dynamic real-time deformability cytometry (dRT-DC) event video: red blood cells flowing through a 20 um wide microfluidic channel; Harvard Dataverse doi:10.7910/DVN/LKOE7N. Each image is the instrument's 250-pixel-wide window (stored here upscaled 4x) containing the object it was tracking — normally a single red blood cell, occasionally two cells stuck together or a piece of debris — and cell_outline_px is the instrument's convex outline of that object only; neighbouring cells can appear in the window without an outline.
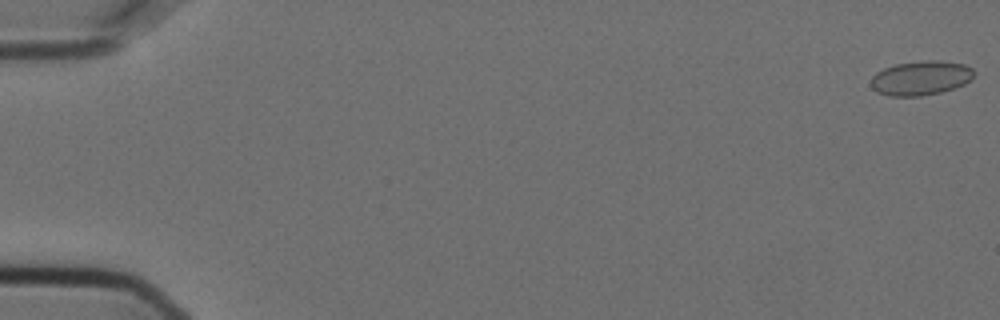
{"species": "Egyptian fruit bat (a non-hibernating species)", "species_latin": "Rousettus aegyptiacus", "temperature_condition": "cold", "stored_images_in_passage": 57, "camera_frame_rate_fps": 3000, "um_per_image_px": 0.085, "animal": {"sex": "female"}, "frame": {"image": 1, "passage_image": 1, "time_ms": 0.0, "image_size_px": [1000, 320], "cell_outline_px": [[976, 72], [964, 84], [940, 92], [920, 96], [888, 96], [876, 92], [872, 88], [872, 76], [876, 72], [884, 68], [896, 64], [928, 60], [932, 60], [964, 64], [972, 68]], "centroid_in_image_um": [78.24, 6.63], "position_along_channel_um": 6.8, "area_um2": 20.4}}
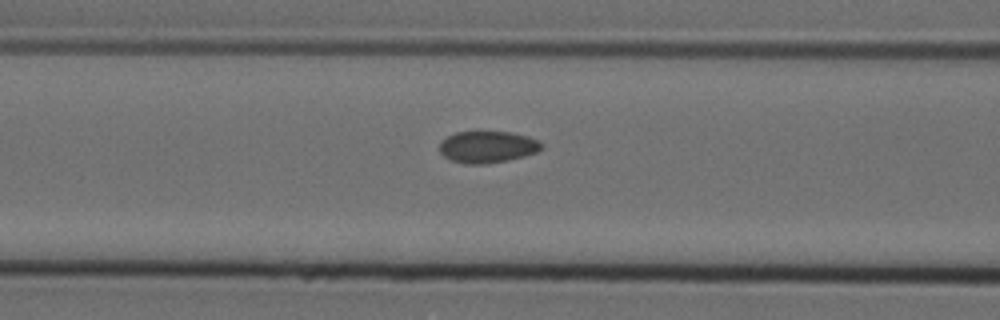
{"frame": {"image": 2, "passage_image": 24, "time_ms": 7.667, "image_size_px": [1000, 320], "cell_outline_px": [[544, 144], [536, 152], [524, 156], [508, 160], [484, 164], [464, 164], [452, 160], [444, 156], [440, 152], [440, 140], [456, 132], [512, 132], [528, 136]], "centroid_in_image_um": [41.42, 12.49], "position_along_channel_um": 125.2, "area_um2": 18.79}}
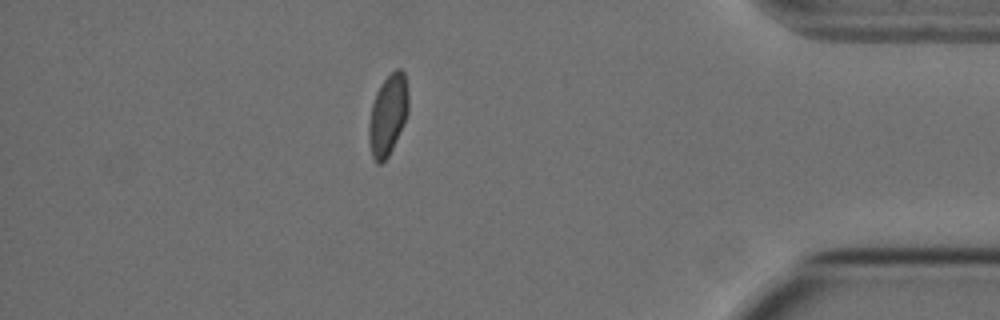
{"frame": {"image": 3, "passage_image": 50, "time_ms": 16.333, "image_size_px": [1000, 320], "cell_outline_px": [[408, 112], [392, 148], [388, 156], [380, 164], [376, 164], [372, 156], [368, 136], [368, 124], [372, 104], [376, 92], [380, 84], [396, 68], [400, 68], [404, 72], [408, 96]], "centroid_in_image_um": [32.95, 9.76], "position_along_channel_um": 402.2, "area_um2": 18.38}}